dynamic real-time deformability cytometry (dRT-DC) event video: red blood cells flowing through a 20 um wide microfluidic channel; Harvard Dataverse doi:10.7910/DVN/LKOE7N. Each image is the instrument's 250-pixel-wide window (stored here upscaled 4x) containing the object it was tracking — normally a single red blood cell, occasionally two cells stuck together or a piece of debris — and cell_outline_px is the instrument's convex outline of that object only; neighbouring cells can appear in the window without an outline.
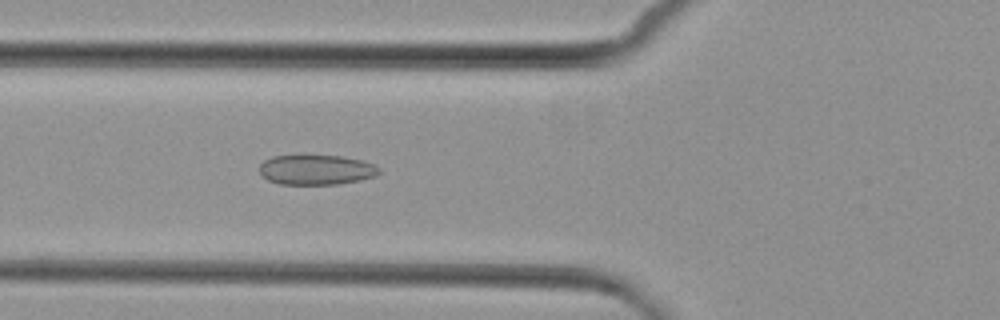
{"species": "common noctule bat (a hibernating species)", "species_latin": "Nyctalus noctula", "temperature_condition": "cold", "stored_images_in_passage": 6, "camera_frame_rate_fps": 3000, "um_per_image_px": 0.085, "animal": {"sex": "female", "body_mass_g": 29.2, "forearm_length_mm": 56.3}, "frame": {"image": 1, "passage_image": 6, "time_ms": 5.667, "image_size_px": [1000, 320], "cell_outline_px": [[380, 172], [376, 176], [360, 180], [336, 184], [280, 184], [268, 180], [260, 172], [260, 164], [264, 160], [272, 156], [344, 156], [360, 160], [372, 164], [380, 168]], "centroid_in_image_um": [26.89, 14.43], "position_along_channel_um": 98.9, "area_um2": 20.69}}